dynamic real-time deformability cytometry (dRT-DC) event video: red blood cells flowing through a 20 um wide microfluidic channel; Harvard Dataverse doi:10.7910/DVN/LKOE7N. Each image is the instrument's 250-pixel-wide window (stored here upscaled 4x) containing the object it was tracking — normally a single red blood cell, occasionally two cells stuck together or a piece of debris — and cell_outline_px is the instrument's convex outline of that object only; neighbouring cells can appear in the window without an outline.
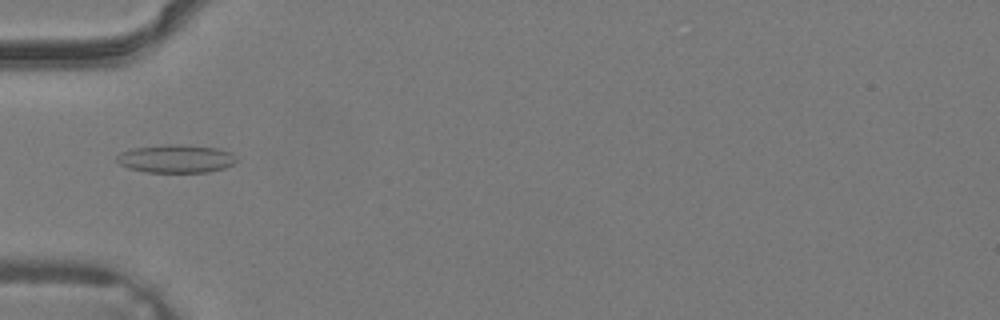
{"species": "common noctule bat (a hibernating species)", "species_latin": "Nyctalus noctula", "temperature_condition": "warm", "stored_images_in_passage": 32, "camera_frame_rate_fps": 3000, "um_per_image_px": 0.085, "animal": {"sex": "male", "body_mass_g": 19.2, "forearm_length_mm": 51.8}, "frame": {"image": 1, "passage_image": 7, "time_ms": 2.0, "image_size_px": [1000, 320], "cell_outline_px": [[236, 160], [232, 164], [224, 168], [208, 172], [144, 172], [128, 168], [120, 164], [116, 160], [116, 156], [120, 152], [132, 148], [168, 144], [184, 144], [220, 148], [232, 152], [236, 156]], "centroid_in_image_um": [14.96, 13.48], "position_along_channel_um": 70.0, "area_um2": 19.88}}
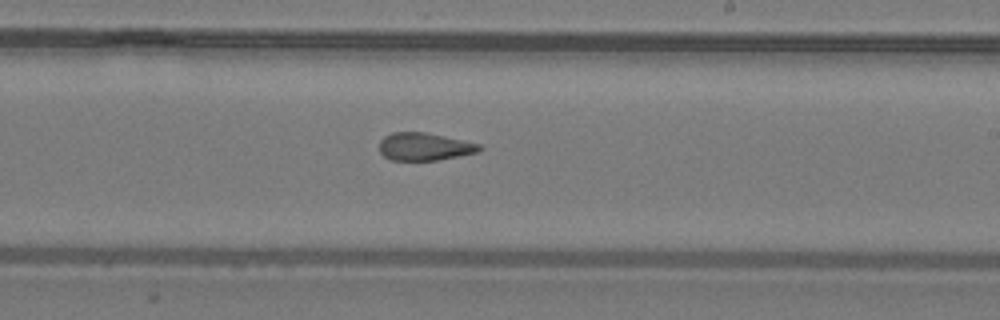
{"frame": {"image": 2, "passage_image": 17, "time_ms": 5.333, "image_size_px": [1000, 320], "cell_outline_px": [[484, 148], [480, 152], [460, 156], [436, 160], [392, 160], [384, 156], [380, 152], [380, 140], [384, 136], [392, 132], [424, 132], [480, 144]], "centroid_in_image_um": [36.09, 12.47], "position_along_channel_um": 252.9, "area_um2": 16.13}}
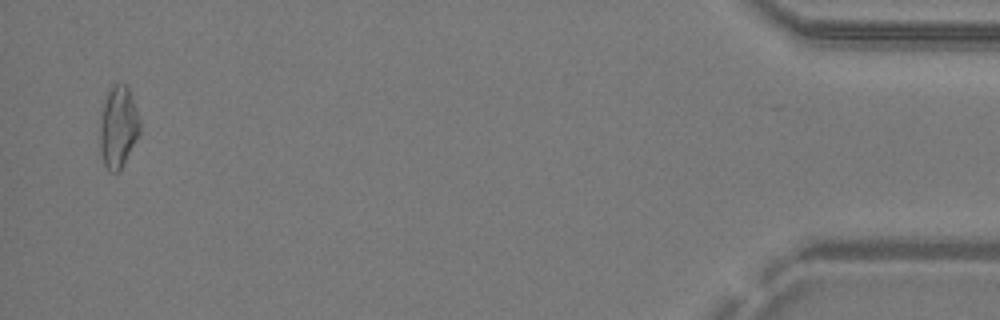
{"frame": {"image": 3, "passage_image": 31, "time_ms": 10.0, "image_size_px": [1000, 320], "cell_outline_px": [[140, 132], [136, 140], [120, 168], [116, 172], [108, 172], [104, 164], [100, 152], [100, 120], [104, 104], [108, 92], [112, 84], [128, 84], [140, 120]], "centroid_in_image_um": [10.05, 10.77], "position_along_channel_um": 425.2, "area_um2": 18.84}}